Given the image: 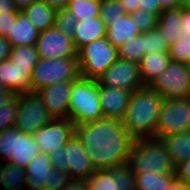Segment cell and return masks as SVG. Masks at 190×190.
Returning <instances> with one entry per match:
<instances>
[{"mask_svg":"<svg viewBox=\"0 0 190 190\" xmlns=\"http://www.w3.org/2000/svg\"><path fill=\"white\" fill-rule=\"evenodd\" d=\"M75 134L86 148L95 170L127 164L134 138L122 120L102 118L75 125Z\"/></svg>","mask_w":190,"mask_h":190,"instance_id":"cell-1","label":"cell"},{"mask_svg":"<svg viewBox=\"0 0 190 190\" xmlns=\"http://www.w3.org/2000/svg\"><path fill=\"white\" fill-rule=\"evenodd\" d=\"M163 100L164 98L150 86L132 92L122 123L134 139L156 138Z\"/></svg>","mask_w":190,"mask_h":190,"instance_id":"cell-2","label":"cell"},{"mask_svg":"<svg viewBox=\"0 0 190 190\" xmlns=\"http://www.w3.org/2000/svg\"><path fill=\"white\" fill-rule=\"evenodd\" d=\"M40 148L34 136L13 127L0 132V167L7 187L35 158Z\"/></svg>","mask_w":190,"mask_h":190,"instance_id":"cell-3","label":"cell"},{"mask_svg":"<svg viewBox=\"0 0 190 190\" xmlns=\"http://www.w3.org/2000/svg\"><path fill=\"white\" fill-rule=\"evenodd\" d=\"M127 165L133 175L149 171L155 174H176V166L167 153L165 143L157 138L134 139Z\"/></svg>","mask_w":190,"mask_h":190,"instance_id":"cell-4","label":"cell"},{"mask_svg":"<svg viewBox=\"0 0 190 190\" xmlns=\"http://www.w3.org/2000/svg\"><path fill=\"white\" fill-rule=\"evenodd\" d=\"M69 119L75 125L103 118L97 79L79 77L72 83Z\"/></svg>","mask_w":190,"mask_h":190,"instance_id":"cell-5","label":"cell"},{"mask_svg":"<svg viewBox=\"0 0 190 190\" xmlns=\"http://www.w3.org/2000/svg\"><path fill=\"white\" fill-rule=\"evenodd\" d=\"M49 159L53 169L68 172L70 179H87L95 168L86 148L74 134L58 151H51Z\"/></svg>","mask_w":190,"mask_h":190,"instance_id":"cell-6","label":"cell"},{"mask_svg":"<svg viewBox=\"0 0 190 190\" xmlns=\"http://www.w3.org/2000/svg\"><path fill=\"white\" fill-rule=\"evenodd\" d=\"M118 58V48L107 37L92 41L77 51L80 77L98 79Z\"/></svg>","mask_w":190,"mask_h":190,"instance_id":"cell-7","label":"cell"},{"mask_svg":"<svg viewBox=\"0 0 190 190\" xmlns=\"http://www.w3.org/2000/svg\"><path fill=\"white\" fill-rule=\"evenodd\" d=\"M80 77L77 58L39 59L30 79L31 92L61 81H75Z\"/></svg>","mask_w":190,"mask_h":190,"instance_id":"cell-8","label":"cell"},{"mask_svg":"<svg viewBox=\"0 0 190 190\" xmlns=\"http://www.w3.org/2000/svg\"><path fill=\"white\" fill-rule=\"evenodd\" d=\"M190 131V97L164 99L159 112L156 138Z\"/></svg>","mask_w":190,"mask_h":190,"instance_id":"cell-9","label":"cell"},{"mask_svg":"<svg viewBox=\"0 0 190 190\" xmlns=\"http://www.w3.org/2000/svg\"><path fill=\"white\" fill-rule=\"evenodd\" d=\"M149 86L164 99L190 97L188 64L171 61Z\"/></svg>","mask_w":190,"mask_h":190,"instance_id":"cell-10","label":"cell"},{"mask_svg":"<svg viewBox=\"0 0 190 190\" xmlns=\"http://www.w3.org/2000/svg\"><path fill=\"white\" fill-rule=\"evenodd\" d=\"M53 117L43 105L36 92L18 94V113L14 127L28 134H34L49 123Z\"/></svg>","mask_w":190,"mask_h":190,"instance_id":"cell-11","label":"cell"},{"mask_svg":"<svg viewBox=\"0 0 190 190\" xmlns=\"http://www.w3.org/2000/svg\"><path fill=\"white\" fill-rule=\"evenodd\" d=\"M52 174L49 154L39 152L5 190H42L51 183Z\"/></svg>","mask_w":190,"mask_h":190,"instance_id":"cell-12","label":"cell"},{"mask_svg":"<svg viewBox=\"0 0 190 190\" xmlns=\"http://www.w3.org/2000/svg\"><path fill=\"white\" fill-rule=\"evenodd\" d=\"M98 84L123 90L135 91L145 87L139 63L118 58L97 79Z\"/></svg>","mask_w":190,"mask_h":190,"instance_id":"cell-13","label":"cell"},{"mask_svg":"<svg viewBox=\"0 0 190 190\" xmlns=\"http://www.w3.org/2000/svg\"><path fill=\"white\" fill-rule=\"evenodd\" d=\"M75 134V124L69 118H53L36 131L33 136L40 152L49 154L61 150Z\"/></svg>","mask_w":190,"mask_h":190,"instance_id":"cell-14","label":"cell"},{"mask_svg":"<svg viewBox=\"0 0 190 190\" xmlns=\"http://www.w3.org/2000/svg\"><path fill=\"white\" fill-rule=\"evenodd\" d=\"M36 48L40 59L77 58L72 37L56 26L39 32Z\"/></svg>","mask_w":190,"mask_h":190,"instance_id":"cell-15","label":"cell"},{"mask_svg":"<svg viewBox=\"0 0 190 190\" xmlns=\"http://www.w3.org/2000/svg\"><path fill=\"white\" fill-rule=\"evenodd\" d=\"M89 190H136L135 176L127 164L95 170L88 178Z\"/></svg>","mask_w":190,"mask_h":190,"instance_id":"cell-16","label":"cell"},{"mask_svg":"<svg viewBox=\"0 0 190 190\" xmlns=\"http://www.w3.org/2000/svg\"><path fill=\"white\" fill-rule=\"evenodd\" d=\"M74 81L56 82L36 91L53 118H69V103Z\"/></svg>","mask_w":190,"mask_h":190,"instance_id":"cell-17","label":"cell"},{"mask_svg":"<svg viewBox=\"0 0 190 190\" xmlns=\"http://www.w3.org/2000/svg\"><path fill=\"white\" fill-rule=\"evenodd\" d=\"M132 91L99 84L100 107L103 118L122 120L129 105Z\"/></svg>","mask_w":190,"mask_h":190,"instance_id":"cell-18","label":"cell"},{"mask_svg":"<svg viewBox=\"0 0 190 190\" xmlns=\"http://www.w3.org/2000/svg\"><path fill=\"white\" fill-rule=\"evenodd\" d=\"M32 66L15 65L10 59L0 61V79L15 94L31 92Z\"/></svg>","mask_w":190,"mask_h":190,"instance_id":"cell-19","label":"cell"},{"mask_svg":"<svg viewBox=\"0 0 190 190\" xmlns=\"http://www.w3.org/2000/svg\"><path fill=\"white\" fill-rule=\"evenodd\" d=\"M104 37H106V24L97 16L78 21L72 39L78 51L84 45Z\"/></svg>","mask_w":190,"mask_h":190,"instance_id":"cell-20","label":"cell"},{"mask_svg":"<svg viewBox=\"0 0 190 190\" xmlns=\"http://www.w3.org/2000/svg\"><path fill=\"white\" fill-rule=\"evenodd\" d=\"M39 30L29 21L28 17L20 11L17 20L5 36L11 47L36 45Z\"/></svg>","mask_w":190,"mask_h":190,"instance_id":"cell-21","label":"cell"},{"mask_svg":"<svg viewBox=\"0 0 190 190\" xmlns=\"http://www.w3.org/2000/svg\"><path fill=\"white\" fill-rule=\"evenodd\" d=\"M137 23L132 19L131 14H126L116 20H109L106 24V37L113 46L119 48L131 37L140 34Z\"/></svg>","mask_w":190,"mask_h":190,"instance_id":"cell-22","label":"cell"},{"mask_svg":"<svg viewBox=\"0 0 190 190\" xmlns=\"http://www.w3.org/2000/svg\"><path fill=\"white\" fill-rule=\"evenodd\" d=\"M171 62L168 52L145 54L139 62L140 74L145 86H149L162 74Z\"/></svg>","mask_w":190,"mask_h":190,"instance_id":"cell-23","label":"cell"},{"mask_svg":"<svg viewBox=\"0 0 190 190\" xmlns=\"http://www.w3.org/2000/svg\"><path fill=\"white\" fill-rule=\"evenodd\" d=\"M184 6L163 10L159 14L157 28L162 36L167 40L168 45L174 44L182 34L181 16Z\"/></svg>","mask_w":190,"mask_h":190,"instance_id":"cell-24","label":"cell"},{"mask_svg":"<svg viewBox=\"0 0 190 190\" xmlns=\"http://www.w3.org/2000/svg\"><path fill=\"white\" fill-rule=\"evenodd\" d=\"M56 9L45 0H38L26 7L22 12L39 31L55 26Z\"/></svg>","mask_w":190,"mask_h":190,"instance_id":"cell-25","label":"cell"},{"mask_svg":"<svg viewBox=\"0 0 190 190\" xmlns=\"http://www.w3.org/2000/svg\"><path fill=\"white\" fill-rule=\"evenodd\" d=\"M162 140L175 166L190 158V131L170 134Z\"/></svg>","mask_w":190,"mask_h":190,"instance_id":"cell-26","label":"cell"},{"mask_svg":"<svg viewBox=\"0 0 190 190\" xmlns=\"http://www.w3.org/2000/svg\"><path fill=\"white\" fill-rule=\"evenodd\" d=\"M135 176L136 190H167L176 174L145 172Z\"/></svg>","mask_w":190,"mask_h":190,"instance_id":"cell-27","label":"cell"},{"mask_svg":"<svg viewBox=\"0 0 190 190\" xmlns=\"http://www.w3.org/2000/svg\"><path fill=\"white\" fill-rule=\"evenodd\" d=\"M101 0H69V9L78 21L99 16Z\"/></svg>","mask_w":190,"mask_h":190,"instance_id":"cell-28","label":"cell"},{"mask_svg":"<svg viewBox=\"0 0 190 190\" xmlns=\"http://www.w3.org/2000/svg\"><path fill=\"white\" fill-rule=\"evenodd\" d=\"M119 58L139 63L145 55L143 51V32L125 41L118 48Z\"/></svg>","mask_w":190,"mask_h":190,"instance_id":"cell-29","label":"cell"},{"mask_svg":"<svg viewBox=\"0 0 190 190\" xmlns=\"http://www.w3.org/2000/svg\"><path fill=\"white\" fill-rule=\"evenodd\" d=\"M15 65L34 66L39 61L36 45L14 46L11 48L10 58Z\"/></svg>","mask_w":190,"mask_h":190,"instance_id":"cell-30","label":"cell"},{"mask_svg":"<svg viewBox=\"0 0 190 190\" xmlns=\"http://www.w3.org/2000/svg\"><path fill=\"white\" fill-rule=\"evenodd\" d=\"M169 45L158 28L143 32V51L145 54L151 52H168Z\"/></svg>","mask_w":190,"mask_h":190,"instance_id":"cell-31","label":"cell"},{"mask_svg":"<svg viewBox=\"0 0 190 190\" xmlns=\"http://www.w3.org/2000/svg\"><path fill=\"white\" fill-rule=\"evenodd\" d=\"M17 113L18 94L11 101L0 106V132L14 127Z\"/></svg>","mask_w":190,"mask_h":190,"instance_id":"cell-32","label":"cell"},{"mask_svg":"<svg viewBox=\"0 0 190 190\" xmlns=\"http://www.w3.org/2000/svg\"><path fill=\"white\" fill-rule=\"evenodd\" d=\"M168 54L171 61L190 63V37H180L174 44L169 46Z\"/></svg>","mask_w":190,"mask_h":190,"instance_id":"cell-33","label":"cell"},{"mask_svg":"<svg viewBox=\"0 0 190 190\" xmlns=\"http://www.w3.org/2000/svg\"><path fill=\"white\" fill-rule=\"evenodd\" d=\"M124 7L119 0H101L99 17L107 24L109 20H116L125 16Z\"/></svg>","mask_w":190,"mask_h":190,"instance_id":"cell-34","label":"cell"},{"mask_svg":"<svg viewBox=\"0 0 190 190\" xmlns=\"http://www.w3.org/2000/svg\"><path fill=\"white\" fill-rule=\"evenodd\" d=\"M77 23L76 16L66 7L56 11L55 26L64 34L72 37Z\"/></svg>","mask_w":190,"mask_h":190,"instance_id":"cell-35","label":"cell"},{"mask_svg":"<svg viewBox=\"0 0 190 190\" xmlns=\"http://www.w3.org/2000/svg\"><path fill=\"white\" fill-rule=\"evenodd\" d=\"M131 17L137 23L141 33L157 28L159 16L156 13L139 8L137 12L131 14Z\"/></svg>","mask_w":190,"mask_h":190,"instance_id":"cell-36","label":"cell"},{"mask_svg":"<svg viewBox=\"0 0 190 190\" xmlns=\"http://www.w3.org/2000/svg\"><path fill=\"white\" fill-rule=\"evenodd\" d=\"M70 180L68 172L53 169L51 183L46 187L48 190H62Z\"/></svg>","mask_w":190,"mask_h":190,"instance_id":"cell-37","label":"cell"},{"mask_svg":"<svg viewBox=\"0 0 190 190\" xmlns=\"http://www.w3.org/2000/svg\"><path fill=\"white\" fill-rule=\"evenodd\" d=\"M19 12H7L6 14L0 15V36L5 37L10 31L13 23L17 20Z\"/></svg>","mask_w":190,"mask_h":190,"instance_id":"cell-38","label":"cell"},{"mask_svg":"<svg viewBox=\"0 0 190 190\" xmlns=\"http://www.w3.org/2000/svg\"><path fill=\"white\" fill-rule=\"evenodd\" d=\"M176 177L190 185V158L176 166Z\"/></svg>","mask_w":190,"mask_h":190,"instance_id":"cell-39","label":"cell"},{"mask_svg":"<svg viewBox=\"0 0 190 190\" xmlns=\"http://www.w3.org/2000/svg\"><path fill=\"white\" fill-rule=\"evenodd\" d=\"M139 8L156 13L158 16L163 11L159 0H139Z\"/></svg>","mask_w":190,"mask_h":190,"instance_id":"cell-40","label":"cell"},{"mask_svg":"<svg viewBox=\"0 0 190 190\" xmlns=\"http://www.w3.org/2000/svg\"><path fill=\"white\" fill-rule=\"evenodd\" d=\"M62 190H89L87 179H70Z\"/></svg>","mask_w":190,"mask_h":190,"instance_id":"cell-41","label":"cell"},{"mask_svg":"<svg viewBox=\"0 0 190 190\" xmlns=\"http://www.w3.org/2000/svg\"><path fill=\"white\" fill-rule=\"evenodd\" d=\"M182 34L181 37H190V10L184 9L182 16Z\"/></svg>","mask_w":190,"mask_h":190,"instance_id":"cell-42","label":"cell"},{"mask_svg":"<svg viewBox=\"0 0 190 190\" xmlns=\"http://www.w3.org/2000/svg\"><path fill=\"white\" fill-rule=\"evenodd\" d=\"M11 48V44L6 37L0 36V61L10 58Z\"/></svg>","mask_w":190,"mask_h":190,"instance_id":"cell-43","label":"cell"},{"mask_svg":"<svg viewBox=\"0 0 190 190\" xmlns=\"http://www.w3.org/2000/svg\"><path fill=\"white\" fill-rule=\"evenodd\" d=\"M121 5L124 7L127 14L137 12L139 9V0H119Z\"/></svg>","mask_w":190,"mask_h":190,"instance_id":"cell-44","label":"cell"},{"mask_svg":"<svg viewBox=\"0 0 190 190\" xmlns=\"http://www.w3.org/2000/svg\"><path fill=\"white\" fill-rule=\"evenodd\" d=\"M7 12H20L17 11L15 4L12 0H0V15Z\"/></svg>","mask_w":190,"mask_h":190,"instance_id":"cell-45","label":"cell"},{"mask_svg":"<svg viewBox=\"0 0 190 190\" xmlns=\"http://www.w3.org/2000/svg\"><path fill=\"white\" fill-rule=\"evenodd\" d=\"M16 94L8 89H0V106L3 105V103H8L11 101Z\"/></svg>","mask_w":190,"mask_h":190,"instance_id":"cell-46","label":"cell"},{"mask_svg":"<svg viewBox=\"0 0 190 190\" xmlns=\"http://www.w3.org/2000/svg\"><path fill=\"white\" fill-rule=\"evenodd\" d=\"M167 190H188V185L176 177Z\"/></svg>","mask_w":190,"mask_h":190,"instance_id":"cell-47","label":"cell"},{"mask_svg":"<svg viewBox=\"0 0 190 190\" xmlns=\"http://www.w3.org/2000/svg\"><path fill=\"white\" fill-rule=\"evenodd\" d=\"M161 9L162 10H168L180 7L179 0H159Z\"/></svg>","mask_w":190,"mask_h":190,"instance_id":"cell-48","label":"cell"},{"mask_svg":"<svg viewBox=\"0 0 190 190\" xmlns=\"http://www.w3.org/2000/svg\"><path fill=\"white\" fill-rule=\"evenodd\" d=\"M15 4L17 11H23L26 7L38 0H12Z\"/></svg>","mask_w":190,"mask_h":190,"instance_id":"cell-49","label":"cell"},{"mask_svg":"<svg viewBox=\"0 0 190 190\" xmlns=\"http://www.w3.org/2000/svg\"><path fill=\"white\" fill-rule=\"evenodd\" d=\"M51 7L56 10L67 7L69 0H45Z\"/></svg>","mask_w":190,"mask_h":190,"instance_id":"cell-50","label":"cell"},{"mask_svg":"<svg viewBox=\"0 0 190 190\" xmlns=\"http://www.w3.org/2000/svg\"><path fill=\"white\" fill-rule=\"evenodd\" d=\"M184 8L190 10V0L187 1V3L184 5Z\"/></svg>","mask_w":190,"mask_h":190,"instance_id":"cell-51","label":"cell"},{"mask_svg":"<svg viewBox=\"0 0 190 190\" xmlns=\"http://www.w3.org/2000/svg\"><path fill=\"white\" fill-rule=\"evenodd\" d=\"M188 0H179V4L181 6H184L187 3Z\"/></svg>","mask_w":190,"mask_h":190,"instance_id":"cell-52","label":"cell"},{"mask_svg":"<svg viewBox=\"0 0 190 190\" xmlns=\"http://www.w3.org/2000/svg\"><path fill=\"white\" fill-rule=\"evenodd\" d=\"M0 89H7V88L4 86V84H3V82H2L1 79H0Z\"/></svg>","mask_w":190,"mask_h":190,"instance_id":"cell-53","label":"cell"},{"mask_svg":"<svg viewBox=\"0 0 190 190\" xmlns=\"http://www.w3.org/2000/svg\"><path fill=\"white\" fill-rule=\"evenodd\" d=\"M189 77H190V63L188 64Z\"/></svg>","mask_w":190,"mask_h":190,"instance_id":"cell-54","label":"cell"}]
</instances>
